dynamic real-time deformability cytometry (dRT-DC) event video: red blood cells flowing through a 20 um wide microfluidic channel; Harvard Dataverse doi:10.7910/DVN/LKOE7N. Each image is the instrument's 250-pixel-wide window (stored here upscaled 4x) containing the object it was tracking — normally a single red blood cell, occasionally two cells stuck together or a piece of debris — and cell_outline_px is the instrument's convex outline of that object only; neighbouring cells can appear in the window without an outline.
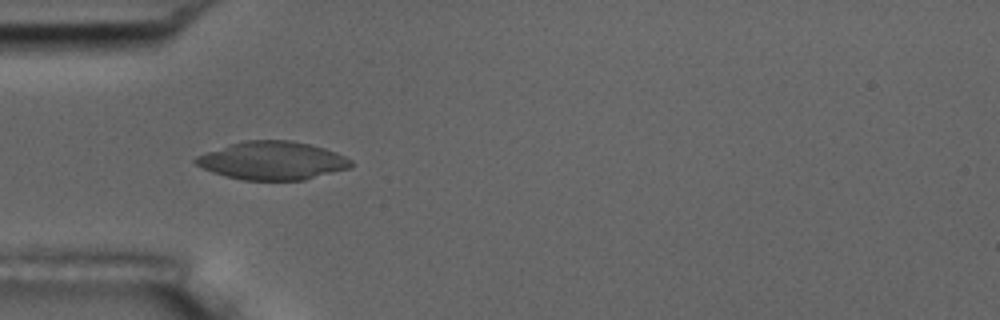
{"species": "common noctule bat (a hibernating species)", "species_latin": "Nyctalus noctula", "temperature_condition": "room temperature", "stored_images_in_passage": 5, "camera_frame_rate_fps": 3000, "um_per_image_px": 0.085, "animal": {"sex": "male", "body_mass_g": 17.5, "forearm_length_mm": 52.3}, "frame": {"image": 1, "passage_image": 4, "time_ms": 4.333, "image_size_px": [1000, 320], "cell_outline_px": [[352, 168], [304, 180], [244, 180], [224, 176], [212, 172], [196, 164], [192, 160], [196, 156], [244, 140], [292, 140], [324, 148], [336, 152], [352, 160]], "centroid_in_image_um": [23.19, 13.66], "position_along_channel_um": 61.8, "area_um2": 34.51}}